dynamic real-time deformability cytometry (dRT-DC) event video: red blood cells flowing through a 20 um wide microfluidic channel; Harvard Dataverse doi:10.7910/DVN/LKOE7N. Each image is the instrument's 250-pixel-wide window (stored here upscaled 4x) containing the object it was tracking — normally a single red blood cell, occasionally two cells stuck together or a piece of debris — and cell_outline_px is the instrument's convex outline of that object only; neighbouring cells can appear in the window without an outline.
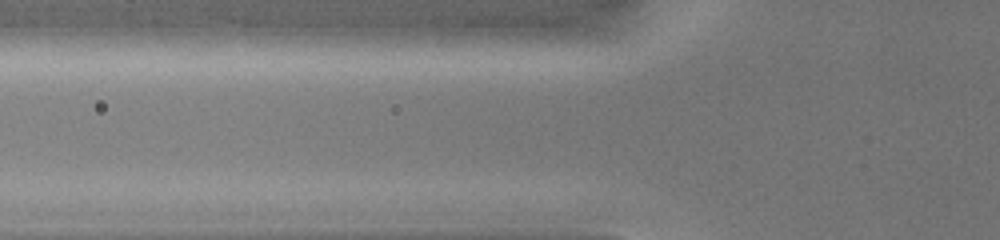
{"species": "common noctule bat (a hibernating species)", "species_latin": "Nyctalus noctula", "temperature_condition": "warm", "stored_images_in_passage": 2, "camera_frame_rate_fps": 3000, "um_per_image_px": 0.085, "animal": {"sex": "female", "body_mass_g": 19.0, "forearm_length_mm": 51.5}, "frame": {"image": 1, "passage_image": 2, "time_ms": 1.0, "image_size_px": [1000, 240], "cell_outline_px": [[608, 40], [600, 44], [576, 48], [536, 52], [408, 52], [396, 44], [400, 40], [416, 32], [436, 24], [568, 24]], "centroid_in_image_um": [42.35, 3.26], "position_along_channel_um": 83.4, "area_um2": 35.55}}